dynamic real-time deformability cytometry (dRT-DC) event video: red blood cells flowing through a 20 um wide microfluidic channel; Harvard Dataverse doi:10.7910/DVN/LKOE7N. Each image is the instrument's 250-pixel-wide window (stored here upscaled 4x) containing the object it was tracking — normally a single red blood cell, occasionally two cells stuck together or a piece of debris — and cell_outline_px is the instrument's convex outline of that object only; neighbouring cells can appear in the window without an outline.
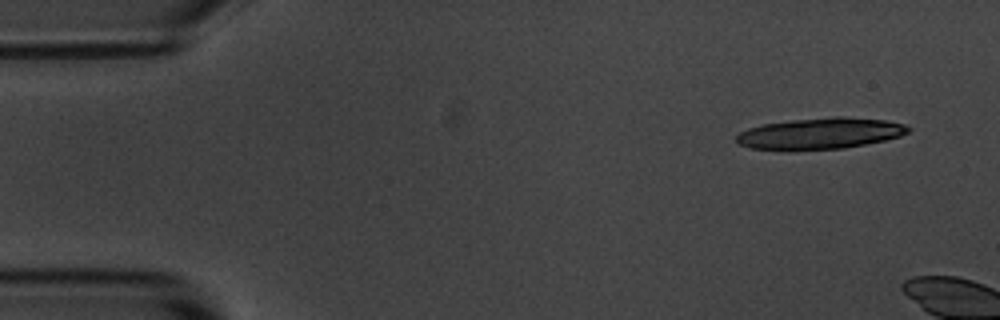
{"species": "common noctule bat (a hibernating species)", "species_latin": "Nyctalus noctula", "temperature_condition": "room temperature", "stored_images_in_passage": 3, "camera_frame_rate_fps": 3000, "um_per_image_px": 0.085, "animal": {"sex": "male", "body_mass_g": 20.1, "forearm_length_mm": 53.5}, "frame": {"image": 1, "passage_image": 1, "time_ms": 0.0, "image_size_px": [1000, 320], "cell_outline_px": [[912, 128], [908, 132], [900, 136], [884, 140], [844, 148], [752, 148], [740, 144], [736, 140], [736, 136], [740, 132], [748, 128], [760, 124], [792, 120], [832, 116], [844, 116], [884, 120], [904, 124]], "centroid_in_image_um": [69.76, 11.3], "position_along_channel_um": 15.2, "area_um2": 30.52}}